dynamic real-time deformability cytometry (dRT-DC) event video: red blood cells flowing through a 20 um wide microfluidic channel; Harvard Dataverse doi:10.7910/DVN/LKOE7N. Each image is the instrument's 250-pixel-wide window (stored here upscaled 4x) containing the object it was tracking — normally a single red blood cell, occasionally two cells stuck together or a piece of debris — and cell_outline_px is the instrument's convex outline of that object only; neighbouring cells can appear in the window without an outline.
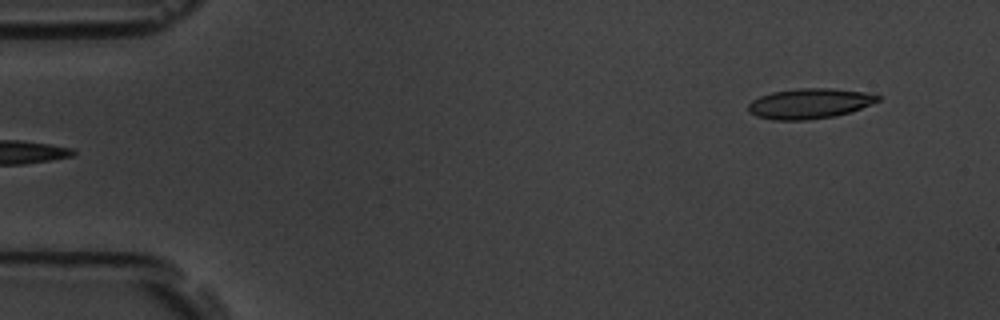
{"species": "common noctule bat (a hibernating species)", "species_latin": "Nyctalus noctula", "temperature_condition": "room temperature", "stored_images_in_passage": 3, "camera_frame_rate_fps": 3000, "um_per_image_px": 0.085, "animal": {"sex": "male", "body_mass_g": 19.5, "forearm_length_mm": 54.6}, "frame": {"image": 1, "passage_image": 3, "time_ms": 2.333, "image_size_px": [1000, 320], "cell_outline_px": [[880, 100], [872, 104], [836, 116], [808, 120], [772, 120], [756, 116], [748, 112], [748, 104], [752, 100], [760, 96], [772, 92], [800, 88], [832, 88], [872, 92], [880, 96]], "centroid_in_image_um": [68.83, 8.79], "position_along_channel_um": 16.2, "area_um2": 23.06}}